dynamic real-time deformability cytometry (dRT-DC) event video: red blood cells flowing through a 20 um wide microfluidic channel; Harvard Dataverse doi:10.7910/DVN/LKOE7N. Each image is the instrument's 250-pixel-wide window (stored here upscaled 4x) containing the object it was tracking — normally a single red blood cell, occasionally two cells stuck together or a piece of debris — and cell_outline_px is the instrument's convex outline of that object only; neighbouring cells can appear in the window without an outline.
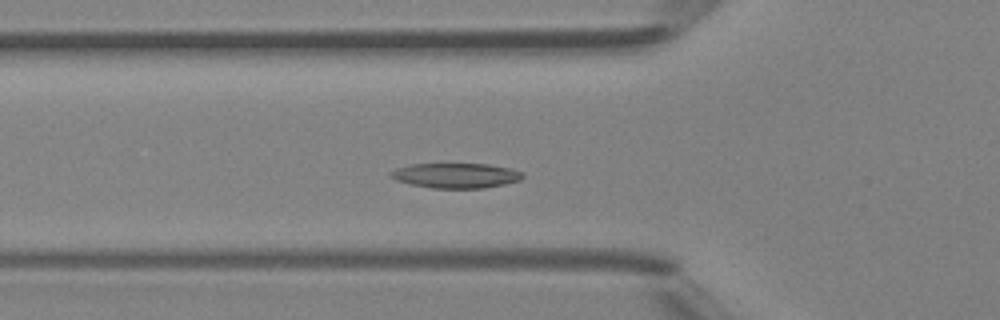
{"species": "Egyptian fruit bat (a non-hibernating species)", "species_latin": "Rousettus aegyptiacus", "temperature_condition": "room temperature", "stored_images_in_passage": 38, "camera_frame_rate_fps": 3000, "um_per_image_px": 0.085, "animal": {"sex": "female"}, "frame": {"image": 1, "passage_image": 7, "time_ms": 2.0, "image_size_px": [1000, 320], "cell_outline_px": [[524, 176], [520, 180], [504, 184], [484, 188], [432, 188], [412, 184], [396, 180], [388, 172], [396, 168], [412, 164], [488, 164], [512, 168], [524, 172]], "centroid_in_image_um": [38.79, 14.91], "position_along_channel_um": 87.0, "area_um2": 19.19}}
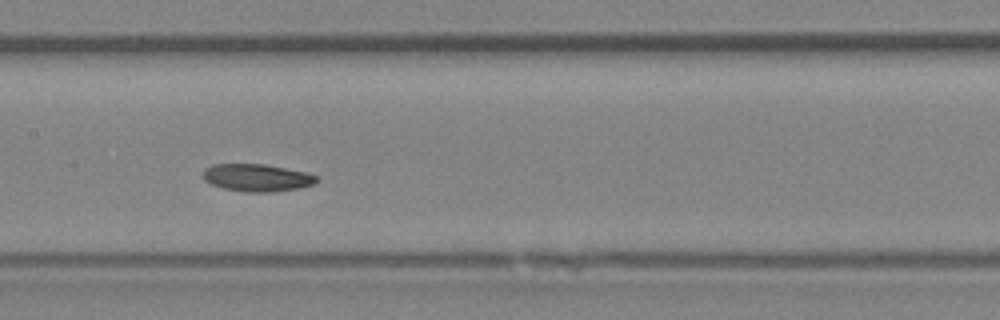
{"frame": {"image": 2, "passage_image": 14, "time_ms": 4.333, "image_size_px": [1000, 320], "cell_outline_px": [[320, 180], [312, 184], [300, 188], [272, 192], [248, 192], [224, 188], [212, 184], [204, 180], [204, 168], [212, 164], [264, 164], [304, 172], [316, 176]], "centroid_in_image_um": [21.83, 15.1], "position_along_channel_um": 185.6, "area_um2": 17.98}}
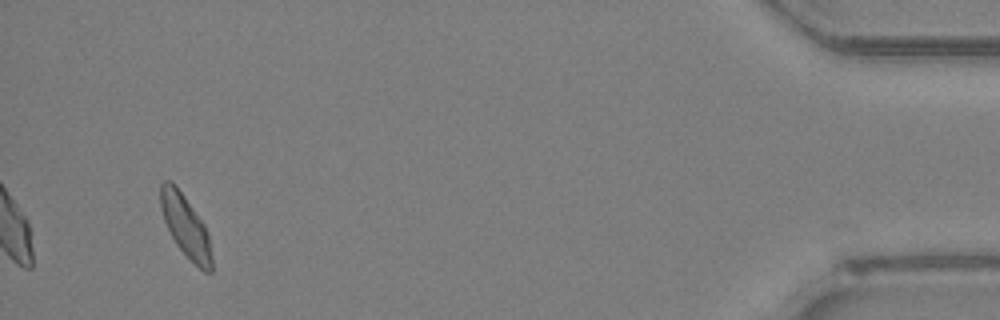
{"frame": {"image": 3, "passage_image": 36, "time_ms": 11.667, "image_size_px": [1000, 320], "cell_outline_px": [[212, 272], [204, 272], [176, 244], [164, 220], [160, 208], [160, 184], [164, 180], [172, 180], [184, 196], [204, 224], [208, 236], [212, 256]], "centroid_in_image_um": [15.76, 19.19], "position_along_channel_um": 419.4, "area_um2": 18.15}, "authors_computed_cell_mechanics": {"area_um2": 18.2359, "velocity_mm_per_s": 4.2297, "shape_relaxation_time_tau1_ms": 3.0271, "shape_relaxation_time_tau2_ms": 9.0473, "deformation_change_tau1": 0.0956, "deformation_change_tau2": 0.1245}}